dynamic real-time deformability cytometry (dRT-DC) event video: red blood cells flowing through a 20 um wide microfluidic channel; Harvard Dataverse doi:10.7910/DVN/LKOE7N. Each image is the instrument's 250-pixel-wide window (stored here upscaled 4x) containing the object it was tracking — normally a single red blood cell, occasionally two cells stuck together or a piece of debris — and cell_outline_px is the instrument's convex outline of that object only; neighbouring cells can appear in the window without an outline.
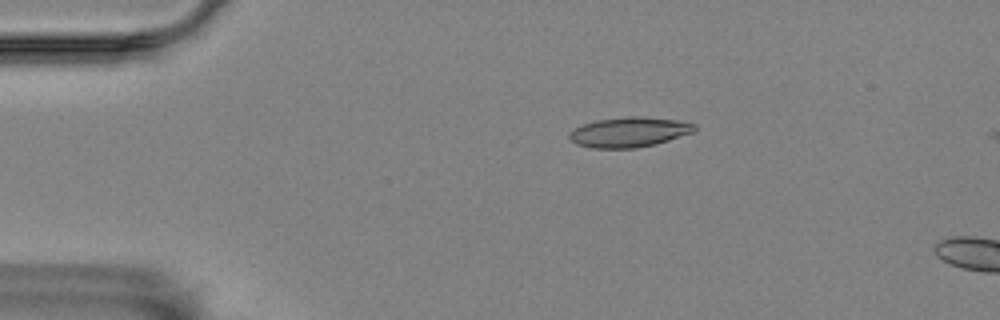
{"species": "Egyptian fruit bat (a non-hibernating species)", "species_latin": "Rousettus aegyptiacus", "temperature_condition": "room temperature", "stored_images_in_passage": 13, "camera_frame_rate_fps": 3000, "um_per_image_px": 0.085, "animal": {"sex": "female"}, "frame": {"image": 1, "passage_image": 3, "time_ms": 0.667, "image_size_px": [1000, 320], "cell_outline_px": [[696, 128], [692, 132], [656, 144], [636, 148], [592, 148], [576, 144], [568, 136], [568, 132], [584, 124], [596, 120], [628, 116], [636, 116], [676, 120], [696, 124]], "centroid_in_image_um": [53.45, 11.23], "position_along_channel_um": 31.5, "area_um2": 21.68}}
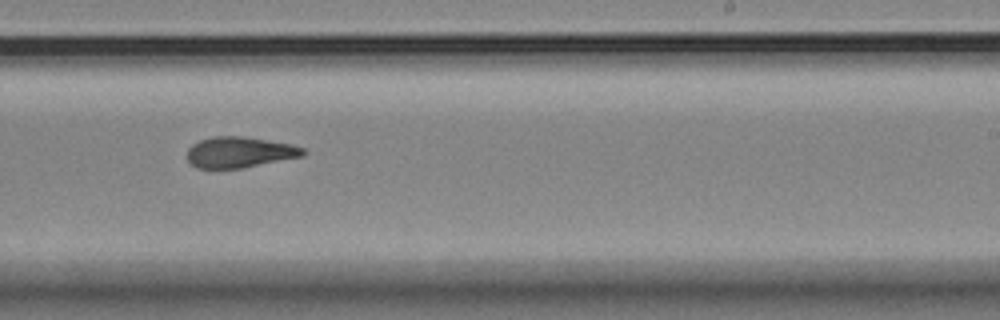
{"frame": {"image": 2, "passage_image": 9, "time_ms": 2.667, "image_size_px": [1000, 320], "cell_outline_px": [[308, 152], [304, 156], [240, 168], [196, 168], [188, 160], [188, 148], [192, 144], [200, 140], [212, 136], [244, 136], [292, 144], [304, 148]], "centroid_in_image_um": [20.39, 12.93], "position_along_channel_um": 268.6, "area_um2": 20.87}}
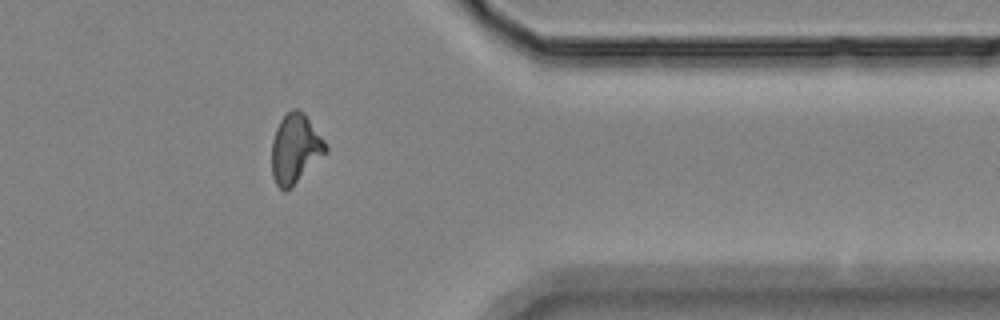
{"frame": {"image": 3, "passage_image": 12, "time_ms": 3.667, "image_size_px": [1000, 320], "cell_outline_px": [[328, 152], [292, 188], [284, 192], [276, 184], [272, 176], [272, 140], [276, 128], [280, 120], [292, 108], [296, 108], [304, 112], [324, 140], [328, 148]], "centroid_in_image_um": [25.11, 12.67], "position_along_channel_um": 386.3, "area_um2": 22.08}}